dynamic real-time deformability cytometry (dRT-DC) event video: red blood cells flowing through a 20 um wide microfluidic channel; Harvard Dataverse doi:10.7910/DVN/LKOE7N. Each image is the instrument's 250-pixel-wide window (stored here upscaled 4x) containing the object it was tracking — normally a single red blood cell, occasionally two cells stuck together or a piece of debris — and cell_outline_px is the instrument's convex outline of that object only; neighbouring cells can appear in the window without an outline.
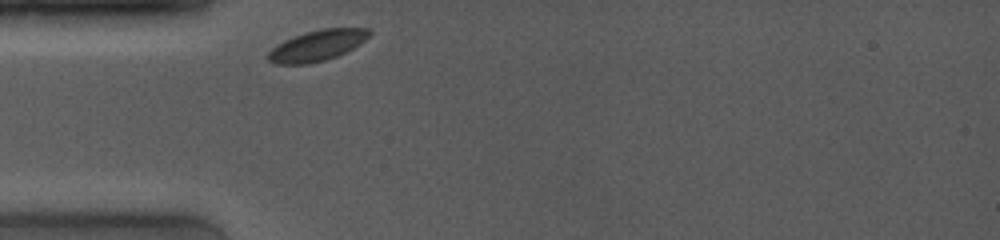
{"species": "common noctule bat (a hibernating species)", "species_latin": "Nyctalus noctula", "temperature_condition": "room temperature", "stored_images_in_passage": 41, "camera_frame_rate_fps": 4000, "um_per_image_px": 0.085, "animal": {"sex": "female", "body_mass_g": 19.0, "forearm_length_mm": 53.3}, "frame": {"image": 1, "passage_image": 1, "time_ms": 0.0, "image_size_px": [1000, 240], "cell_outline_px": [[372, 32], [360, 44], [336, 56], [324, 60], [308, 64], [276, 64], [268, 60], [268, 52], [276, 44], [284, 40], [304, 32], [320, 28], [372, 28]], "centroid_in_image_um": [26.95, 3.85], "position_along_channel_um": 58.1, "area_um2": 18.15}}
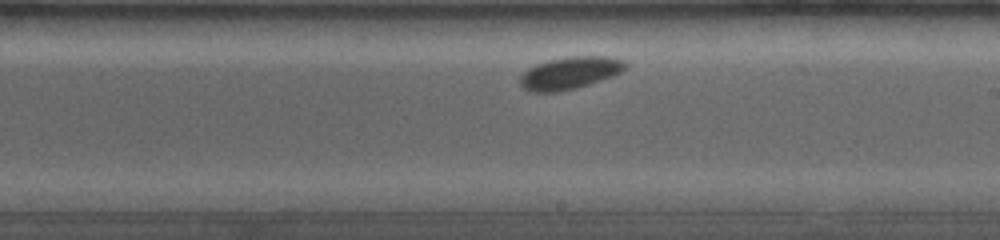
{"frame": {"image": 2, "passage_image": 28, "time_ms": 5.0, "image_size_px": [1000, 240], "cell_outline_px": [[628, 64], [620, 72], [612, 76], [576, 88], [556, 92], [532, 92], [524, 88], [520, 84], [520, 76], [528, 68], [536, 64], [548, 60], [568, 56], [604, 56], [624, 60]], "centroid_in_image_um": [48.41, 6.19], "position_along_channel_um": 240.6, "area_um2": 19.71}}
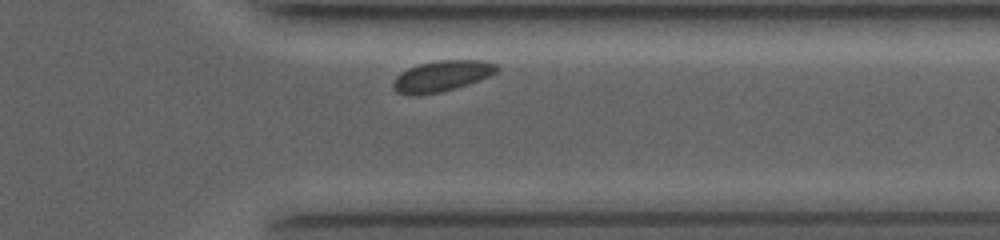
{"frame": {"image": 3, "passage_image": 39, "time_ms": 8.5, "image_size_px": [1000, 240], "cell_outline_px": [[500, 68], [496, 72], [480, 80], [468, 84], [440, 92], [420, 96], [412, 96], [396, 92], [392, 88], [392, 84], [396, 76], [400, 72], [408, 68], [420, 64], [436, 60], [484, 60], [496, 64]], "centroid_in_image_um": [37.52, 6.47], "position_along_channel_um": 373.9, "area_um2": 18.84}}